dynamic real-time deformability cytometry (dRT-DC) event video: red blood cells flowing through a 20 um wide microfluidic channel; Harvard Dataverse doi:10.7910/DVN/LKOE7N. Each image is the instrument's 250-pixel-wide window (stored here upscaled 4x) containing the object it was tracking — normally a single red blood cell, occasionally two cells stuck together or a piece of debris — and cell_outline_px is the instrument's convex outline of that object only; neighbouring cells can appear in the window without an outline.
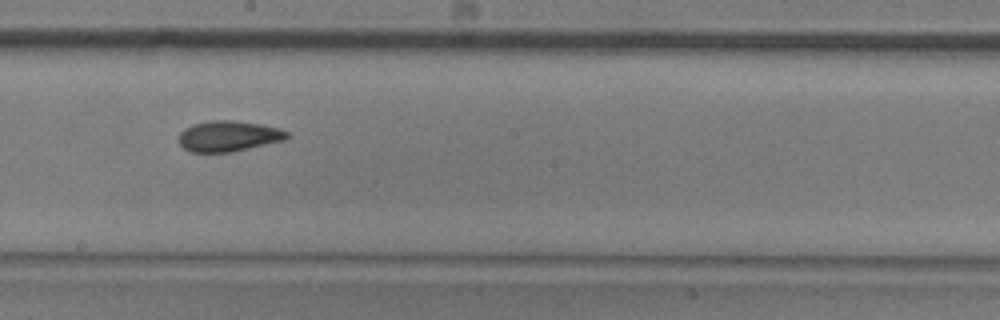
{"species": "common noctule bat (a hibernating species)", "species_latin": "Nyctalus noctula", "temperature_condition": "room temperature", "stored_images_in_passage": 14, "camera_frame_rate_fps": 3000, "um_per_image_px": 0.085, "animal": {"sex": "male", "body_mass_g": 20.5, "forearm_length_mm": 52.5}, "frame": {"image": 1, "passage_image": 8, "time_ms": 2.333, "image_size_px": [1000, 320], "cell_outline_px": [[288, 136], [284, 140], [232, 152], [188, 152], [180, 144], [180, 132], [184, 128], [192, 124], [212, 120], [232, 120], [260, 124], [280, 128], [288, 132]], "centroid_in_image_um": [19.41, 11.57], "position_along_channel_um": 228.8, "area_um2": 19.31}}
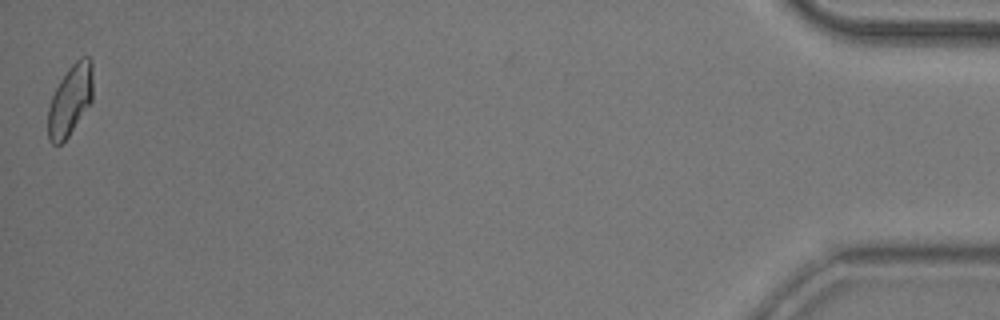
{"frame": {"image": 2, "passage_image": 14, "time_ms": 4.333, "image_size_px": [1000, 320], "cell_outline_px": [[92, 100], [68, 136], [60, 144], [52, 144], [48, 140], [48, 108], [52, 96], [60, 80], [68, 68], [80, 56], [88, 56], [92, 60]], "centroid_in_image_um": [5.96, 8.48], "position_along_channel_um": 429.2, "area_um2": 18.38}}